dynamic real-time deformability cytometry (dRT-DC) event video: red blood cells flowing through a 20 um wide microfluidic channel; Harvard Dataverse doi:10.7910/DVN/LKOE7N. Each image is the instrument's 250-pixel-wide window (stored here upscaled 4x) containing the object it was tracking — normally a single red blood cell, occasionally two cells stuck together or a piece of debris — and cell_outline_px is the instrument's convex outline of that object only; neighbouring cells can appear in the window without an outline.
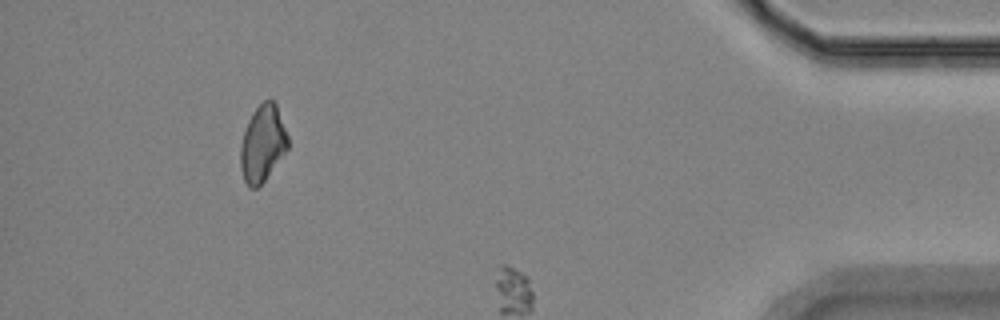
{"species": "Egyptian fruit bat (a non-hibernating species)", "species_latin": "Rousettus aegyptiacus", "temperature_condition": "room temperature", "stored_images_in_passage": 48, "segment_of_instrument_passage": [3, 3], "camera_frame_rate_fps": 3000, "um_per_image_px": 0.085, "animal": {"sex": "female"}, "frame": {"image": 1, "passage_image": 43, "time_ms": 14.0, "image_size_px": [1000, 320], "cell_outline_px": [[288, 148], [264, 180], [256, 188], [248, 188], [244, 180], [240, 168], [240, 144], [248, 120], [252, 112], [264, 100], [272, 100], [276, 104], [288, 136]], "centroid_in_image_um": [22.3, 12.2], "position_along_channel_um": 412.9, "area_um2": 20.98}}